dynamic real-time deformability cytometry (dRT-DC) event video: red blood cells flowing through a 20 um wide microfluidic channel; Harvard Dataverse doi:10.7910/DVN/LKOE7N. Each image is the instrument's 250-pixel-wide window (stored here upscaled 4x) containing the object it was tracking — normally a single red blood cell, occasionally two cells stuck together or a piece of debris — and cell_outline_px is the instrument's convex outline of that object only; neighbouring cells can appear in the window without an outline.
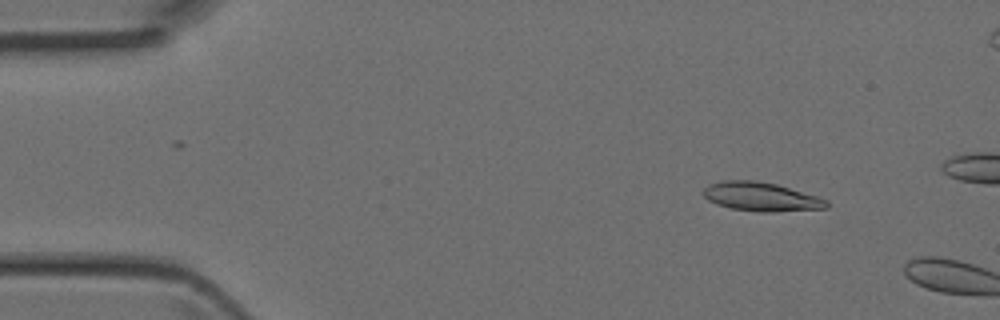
{"species": "Egyptian fruit bat (a non-hibernating species)", "species_latin": "Rousettus aegyptiacus", "temperature_condition": "room temperature", "stored_images_in_passage": 2, "camera_frame_rate_fps": 3000, "um_per_image_px": 0.085, "animal": {"sex": "female"}, "frame": {"image": 1, "passage_image": 1, "time_ms": 0.0, "image_size_px": [1000, 320], "cell_outline_px": [[828, 208], [772, 212], [760, 212], [732, 208], [716, 204], [708, 200], [700, 192], [708, 184], [720, 180], [752, 180], [776, 184], [816, 196], [828, 200]], "centroid_in_image_um": [64.64, 16.72], "position_along_channel_um": 20.4, "area_um2": 20.75}}